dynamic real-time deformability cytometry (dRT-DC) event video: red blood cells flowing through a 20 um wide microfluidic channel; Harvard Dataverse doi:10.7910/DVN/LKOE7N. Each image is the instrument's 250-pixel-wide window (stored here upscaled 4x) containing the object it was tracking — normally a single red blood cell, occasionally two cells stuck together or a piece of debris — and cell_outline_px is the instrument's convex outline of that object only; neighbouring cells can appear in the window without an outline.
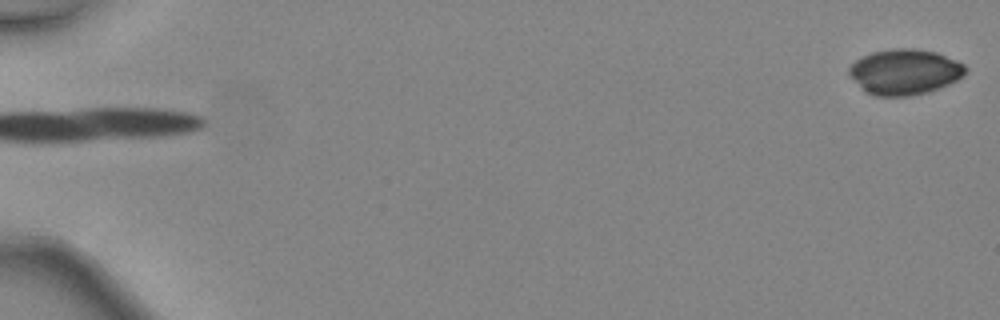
{"species": "common noctule bat (a hibernating species)", "species_latin": "Nyctalus noctula", "temperature_condition": "warm", "stored_images_in_passage": 47, "camera_frame_rate_fps": 3000, "um_per_image_px": 0.085, "animal": {"sex": "female", "body_mass_g": 24.6, "forearm_length_mm": 56.2}, "frame": {"image": 1, "passage_image": 1, "time_ms": 0.0, "image_size_px": [1000, 320], "cell_outline_px": [[968, 68], [964, 76], [948, 84], [928, 92], [908, 96], [876, 96], [864, 92], [848, 72], [848, 68], [856, 60], [872, 52], [892, 48], [916, 48], [936, 52], [956, 60], [964, 64]], "centroid_in_image_um": [76.91, 6.1], "position_along_channel_um": 8.1, "area_um2": 30.92}}
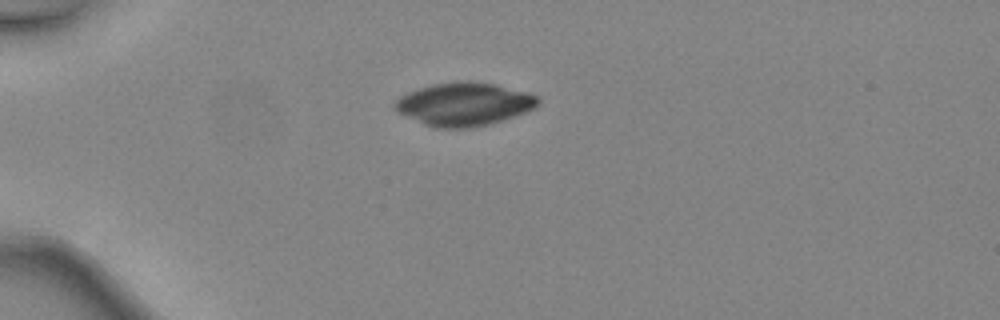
{"frame": {"image": 2, "passage_image": 14, "time_ms": 4.333, "image_size_px": [1000, 320], "cell_outline_px": [[540, 104], [536, 108], [488, 124], [468, 128], [436, 128], [424, 124], [392, 108], [392, 104], [400, 96], [408, 92], [420, 88], [436, 84], [496, 84], [528, 92], [540, 96]], "centroid_in_image_um": [39.48, 8.88], "position_along_channel_um": 45.5, "area_um2": 34.97}}
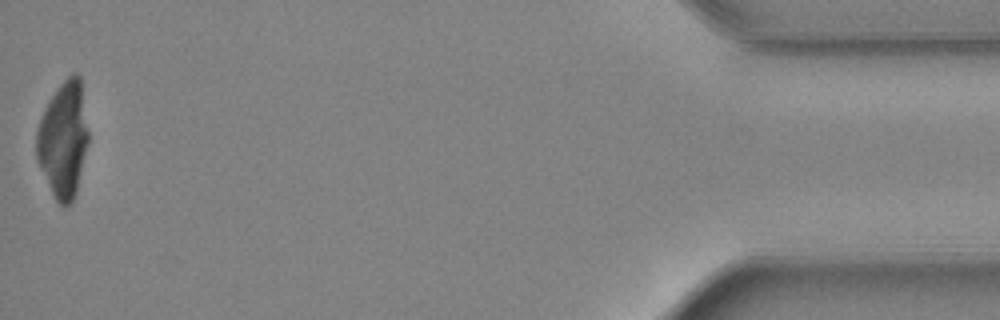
{"frame": {"image": 3, "passage_image": 47, "time_ms": 15.333, "image_size_px": [1000, 320], "cell_outline_px": [[88, 140], [76, 192], [72, 200], [64, 208], [56, 200], [36, 160], [36, 132], [44, 108], [60, 84], [72, 72], [76, 72], [80, 76], [88, 132]], "centroid_in_image_um": [5.37, 11.84], "position_along_channel_um": 429.8, "area_um2": 34.62}}